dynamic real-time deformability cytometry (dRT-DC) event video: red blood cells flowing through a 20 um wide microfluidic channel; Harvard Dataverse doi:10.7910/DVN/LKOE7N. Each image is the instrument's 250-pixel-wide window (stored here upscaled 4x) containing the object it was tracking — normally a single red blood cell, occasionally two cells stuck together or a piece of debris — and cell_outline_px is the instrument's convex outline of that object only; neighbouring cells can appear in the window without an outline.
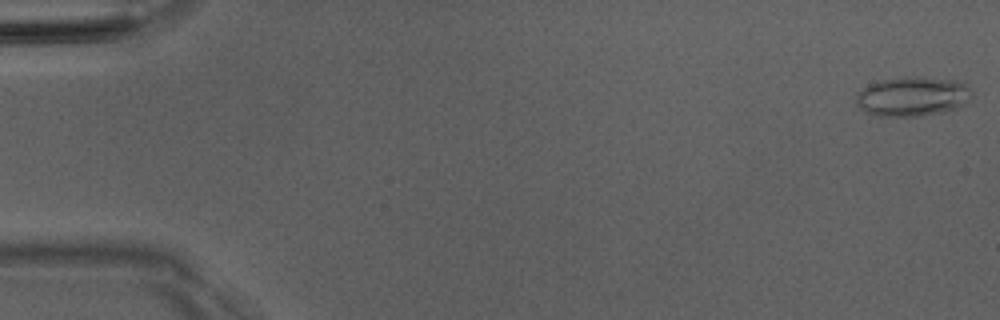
{"species": "Egyptian fruit bat (a non-hibernating species)", "species_latin": "Rousettus aegyptiacus", "temperature_condition": "room temperature", "stored_images_in_passage": 51, "camera_frame_rate_fps": 3000, "um_per_image_px": 0.085, "animal": {"sex": "male"}, "frame": {"image": 1, "passage_image": 1, "time_ms": 0.0, "image_size_px": [1000, 320], "cell_outline_px": [[972, 96], [964, 104], [956, 108], [924, 116], [880, 116], [864, 112], [860, 108], [856, 100], [856, 96], [868, 84], [884, 80], [904, 76], [916, 76], [956, 80], [968, 84], [972, 92]], "centroid_in_image_um": [77.59, 8.19], "position_along_channel_um": 7.4, "area_um2": 26.7}}
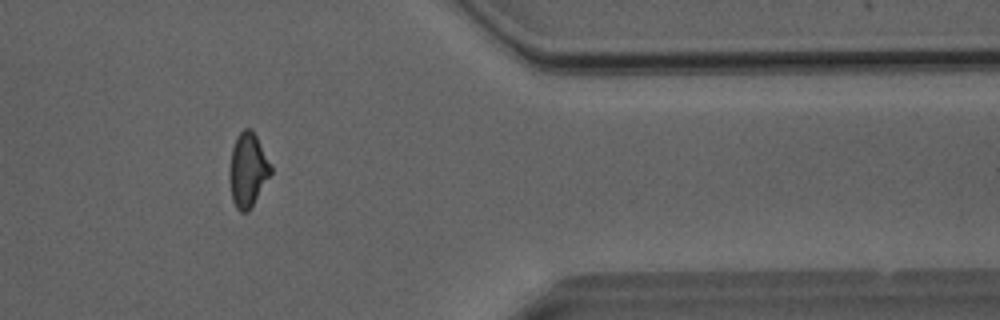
{"frame": {"image": 2, "passage_image": 42, "time_ms": 13.667, "image_size_px": [1000, 320], "cell_outline_px": [[272, 172], [248, 212], [240, 212], [236, 208], [232, 200], [232, 148], [236, 136], [244, 128], [252, 128], [272, 164]], "centroid_in_image_um": [21.12, 14.4], "position_along_channel_um": 390.3, "area_um2": 17.28}}
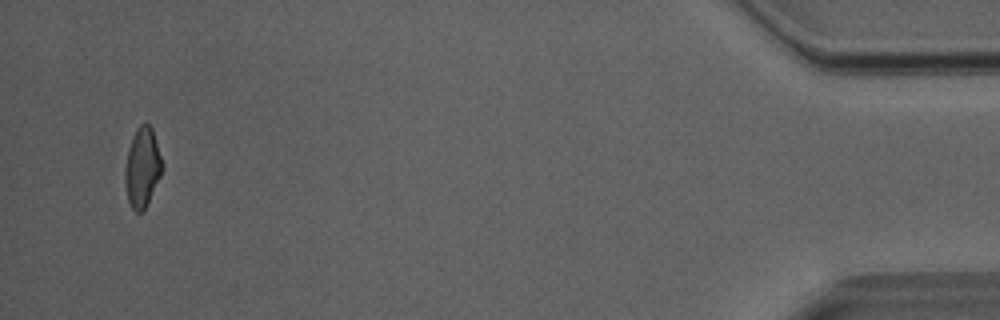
{"frame": {"image": 3, "passage_image": 49, "time_ms": 16.0, "image_size_px": [1000, 320], "cell_outline_px": [[164, 168], [144, 208], [140, 212], [136, 212], [132, 208], [128, 200], [124, 180], [124, 168], [128, 148], [132, 136], [136, 128], [140, 124], [148, 124], [152, 128], [164, 164]], "centroid_in_image_um": [12.09, 14.18], "position_along_channel_um": 423.1, "area_um2": 17.22}, "authors_computed_cell_mechanics": {"area_um2": 18.2648, "velocity_mm_per_s": 4.085, "shape_relaxation_time_tau1_ms": 6.9535, "shape_relaxation_time_tau2_ms": 1.6653, "deformation_change_tau1": 0.1693, "deformation_change_tau2": 0.0867}}